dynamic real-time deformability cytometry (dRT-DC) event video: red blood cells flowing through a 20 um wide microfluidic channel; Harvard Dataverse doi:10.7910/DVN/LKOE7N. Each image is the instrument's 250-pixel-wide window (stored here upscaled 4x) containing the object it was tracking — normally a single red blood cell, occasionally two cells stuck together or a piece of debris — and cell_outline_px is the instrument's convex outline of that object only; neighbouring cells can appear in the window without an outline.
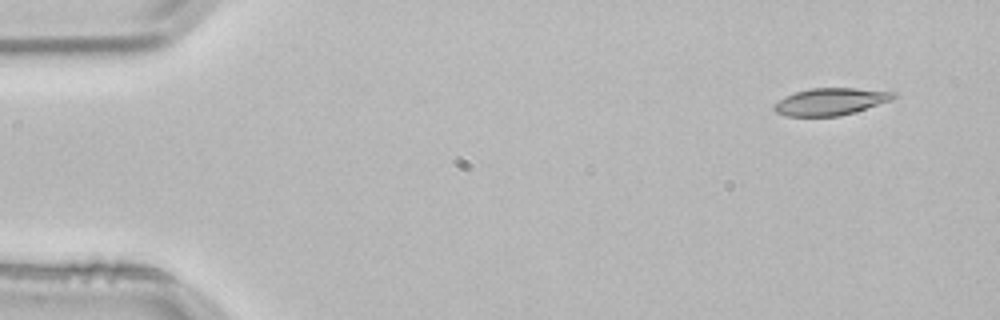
{"species": "common noctule bat (a hibernating species)", "species_latin": "Nyctalus noctula", "temperature_condition": "room temperature", "stored_images_in_passage": 3, "camera_frame_rate_fps": 3000, "um_per_image_px": 0.085, "animal": {"sex": "male", "body_mass_g": 21.5, "forearm_length_mm": 52.0}, "frame": {"image": 1, "passage_image": 1, "time_ms": 0.0, "image_size_px": [1000, 320], "cell_outline_px": [[896, 96], [892, 100], [840, 116], [784, 116], [776, 112], [772, 108], [784, 96], [796, 92], [812, 88], [856, 88], [896, 92]], "centroid_in_image_um": [70.6, 8.63], "position_along_channel_um": 14.4, "area_um2": 18.73}}
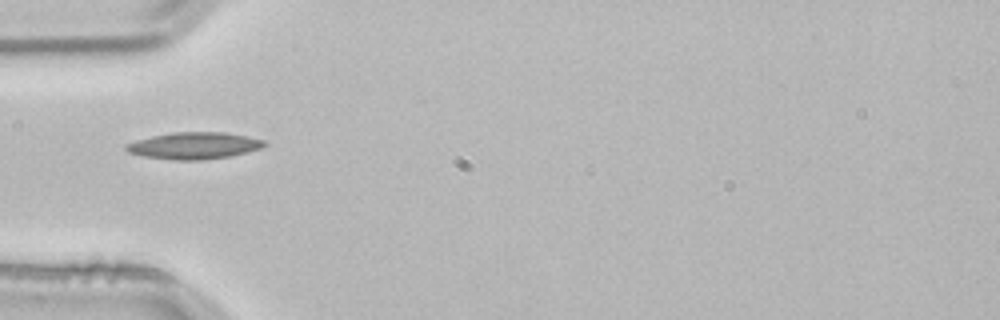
{"frame": {"image": 2, "passage_image": 3, "time_ms": 0.667, "image_size_px": [1000, 320], "cell_outline_px": [[268, 144], [260, 148], [228, 156], [200, 160], [176, 160], [144, 156], [128, 152], [124, 148], [124, 144], [136, 140], [152, 136], [172, 132], [224, 132], [248, 136], [264, 140]], "centroid_in_image_um": [16.47, 12.37], "position_along_channel_um": 68.5, "area_um2": 21.44}}